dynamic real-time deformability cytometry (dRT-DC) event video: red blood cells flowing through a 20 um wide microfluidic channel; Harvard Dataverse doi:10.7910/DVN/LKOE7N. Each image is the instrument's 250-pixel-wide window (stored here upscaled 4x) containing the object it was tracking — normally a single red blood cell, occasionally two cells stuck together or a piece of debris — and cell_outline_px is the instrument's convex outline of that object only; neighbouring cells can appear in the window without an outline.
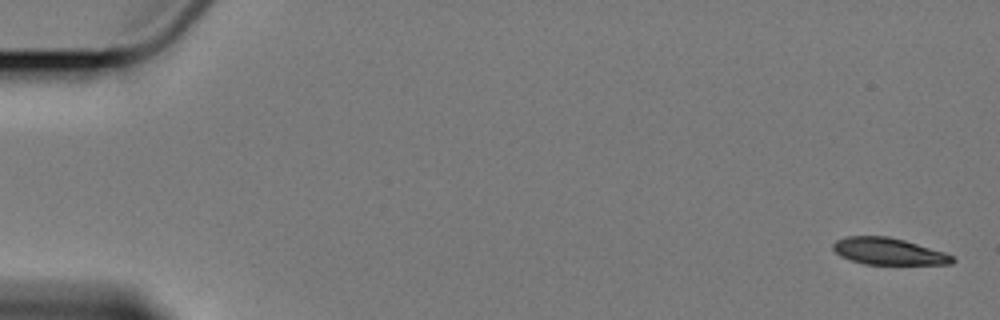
{"species": "Egyptian fruit bat (a non-hibernating species)", "species_latin": "Rousettus aegyptiacus", "temperature_condition": "cold", "stored_images_in_passage": 15, "camera_frame_rate_fps": 3000, "um_per_image_px": 0.085, "animal": {"sex": "female"}, "frame": {"image": 1, "passage_image": 1, "time_ms": 0.0, "image_size_px": [1000, 320], "cell_outline_px": [[956, 260], [952, 264], [864, 264], [840, 256], [832, 248], [832, 244], [836, 240], [848, 236], [888, 236], [904, 240], [944, 252], [952, 256]], "centroid_in_image_um": [75.51, 21.36], "position_along_channel_um": 9.5, "area_um2": 18.5}}
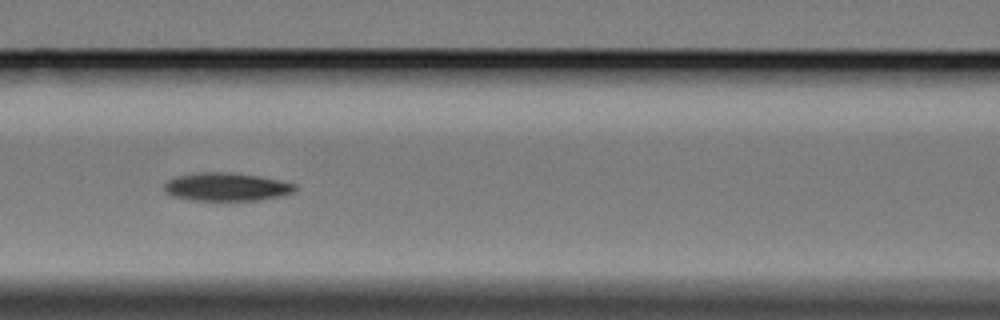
{"frame": {"image": 2, "passage_image": 7, "time_ms": 8.333, "image_size_px": [1000, 320], "cell_outline_px": [[296, 188], [292, 192], [280, 196], [260, 200], [192, 200], [172, 196], [164, 192], [164, 184], [168, 180], [176, 176], [200, 172], [232, 172], [260, 176], [296, 184]], "centroid_in_image_um": [19.22, 15.88], "position_along_channel_um": 147.4, "area_um2": 21.5}}
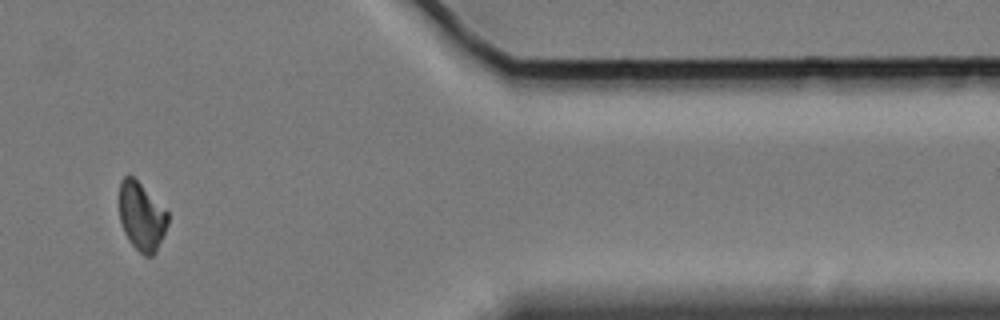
{"frame": {"image": 3, "passage_image": 13, "time_ms": 16.667, "image_size_px": [1000, 320], "cell_outline_px": [[168, 224], [156, 252], [152, 256], [144, 256], [128, 240], [124, 232], [120, 220], [120, 180], [124, 176], [132, 176], [168, 212]], "centroid_in_image_um": [12.03, 18.43], "position_along_channel_um": 399.4, "area_um2": 19.02}, "authors_computed_cell_mechanics": {"area_um2": 20.8658, "velocity_mm_per_s": 3.3807, "shape_relaxation_time_tau1_ms": 6.4551, "shape_relaxation_time_tau2_ms": null, "deformation_change_tau1": 0.111, "deformation_change_tau2": null}}